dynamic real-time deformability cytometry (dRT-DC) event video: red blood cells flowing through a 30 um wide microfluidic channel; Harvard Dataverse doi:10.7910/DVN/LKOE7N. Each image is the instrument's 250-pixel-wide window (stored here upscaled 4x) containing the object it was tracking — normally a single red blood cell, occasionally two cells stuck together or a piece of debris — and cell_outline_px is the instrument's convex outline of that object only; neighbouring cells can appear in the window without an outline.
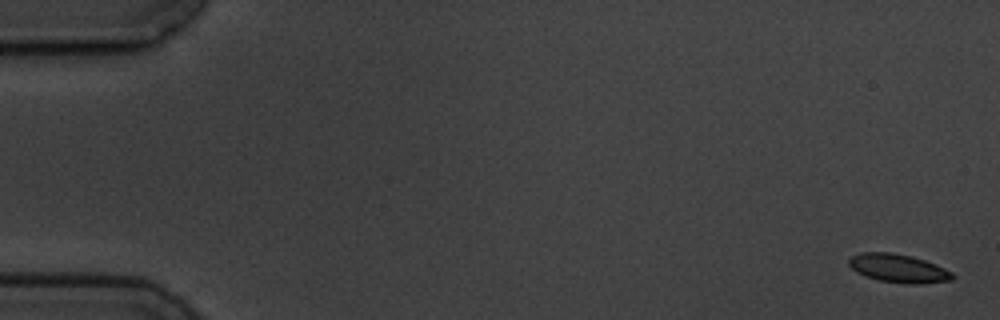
{"species": "common noctule bat (a hibernating species)", "species_latin": "Nyctalus noctula", "temperature_condition": "cold", "stored_images_in_passage": 6, "segment_of_instrument_passage": [2, 2], "camera_frame_rate_fps": 3000, "um_per_image_px": 0.085, "animal": {"sex": "male", "body_mass_g": 19.5, "forearm_length_mm": 54.6}, "frame": {"image": 1, "passage_image": 6, "time_ms": 6.667, "image_size_px": [1000, 320], "cell_outline_px": [[956, 276], [952, 280], [920, 284], [908, 284], [880, 280], [864, 276], [856, 272], [848, 264], [848, 260], [852, 256], [860, 252], [892, 252], [912, 256], [936, 264], [952, 272]], "centroid_in_image_um": [76.37, 22.8], "position_along_channel_um": 8.6, "area_um2": 17.28}}